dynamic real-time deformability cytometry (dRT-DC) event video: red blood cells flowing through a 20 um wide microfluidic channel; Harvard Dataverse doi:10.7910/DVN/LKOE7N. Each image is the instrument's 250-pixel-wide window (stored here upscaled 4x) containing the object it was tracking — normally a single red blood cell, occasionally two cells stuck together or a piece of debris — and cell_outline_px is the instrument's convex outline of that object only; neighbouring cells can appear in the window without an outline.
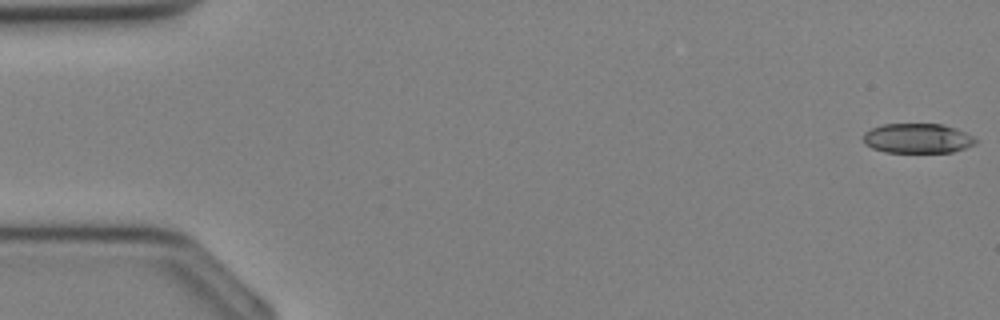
{"species": "Egyptian fruit bat (a non-hibernating species)", "species_latin": "Rousettus aegyptiacus", "temperature_condition": "cold", "stored_images_in_passage": 35, "camera_frame_rate_fps": 3000, "um_per_image_px": 0.085, "animal": {"sex": "female"}, "frame": {"image": 1, "passage_image": 1, "time_ms": 0.0, "image_size_px": [1000, 320], "cell_outline_px": [[976, 144], [952, 152], [884, 152], [872, 148], [864, 144], [864, 132], [872, 128], [884, 124], [940, 124], [956, 128], [972, 136], [976, 140]], "centroid_in_image_um": [77.97, 11.76], "position_along_channel_um": 7.0, "area_um2": 19.36}}
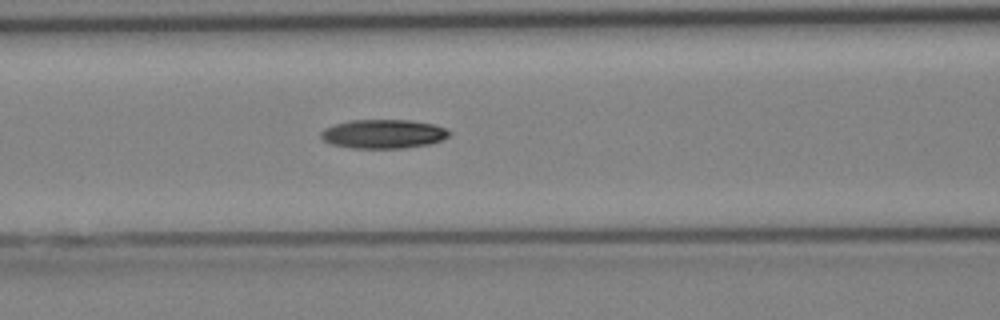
{"frame": {"image": 2, "passage_image": 15, "time_ms": 4.667, "image_size_px": [1000, 320], "cell_outline_px": [[452, 132], [448, 136], [440, 140], [428, 144], [404, 148], [352, 148], [332, 144], [324, 140], [320, 136], [320, 132], [324, 128], [336, 124], [352, 120], [408, 120], [432, 124], [448, 128]], "centroid_in_image_um": [32.59, 11.38], "position_along_channel_um": 134.0, "area_um2": 21.56}}
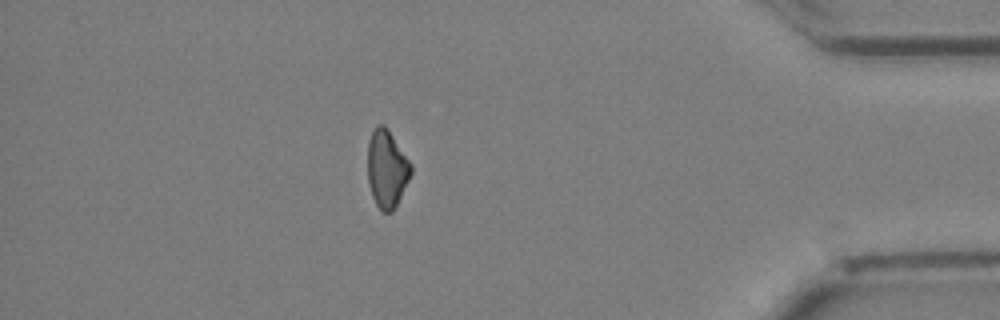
{"frame": {"image": 3, "passage_image": 31, "time_ms": 10.0, "image_size_px": [1000, 320], "cell_outline_px": [[412, 172], [392, 212], [380, 212], [372, 196], [368, 180], [368, 140], [372, 132], [380, 124], [384, 124], [412, 164]], "centroid_in_image_um": [32.87, 14.36], "position_along_channel_um": 402.3, "area_um2": 19.31}}